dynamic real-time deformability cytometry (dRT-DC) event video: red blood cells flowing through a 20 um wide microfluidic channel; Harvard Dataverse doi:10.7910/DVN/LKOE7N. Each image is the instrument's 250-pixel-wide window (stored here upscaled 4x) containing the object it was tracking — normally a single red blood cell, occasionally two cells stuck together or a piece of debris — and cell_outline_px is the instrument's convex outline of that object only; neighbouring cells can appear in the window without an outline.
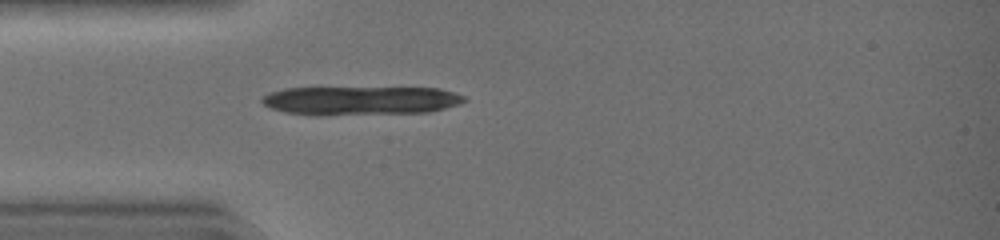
{"species": "common noctule bat (a hibernating species)", "species_latin": "Nyctalus noctula", "temperature_condition": "warm", "stored_images_in_passage": 31, "camera_frame_rate_fps": 3000, "um_per_image_px": 0.085, "animal": {"sex": "female", "body_mass_g": 19.0, "forearm_length_mm": 51.5}, "frame": {"image": 1, "passage_image": 1, "time_ms": 0.0, "image_size_px": [1000, 240], "cell_outline_px": [[468, 100], [460, 104], [428, 112], [320, 116], [316, 116], [284, 112], [272, 108], [264, 104], [260, 100], [260, 96], [268, 92], [284, 88], [440, 88], [464, 96]], "centroid_in_image_um": [30.59, 8.56], "position_along_channel_um": 54.4, "area_um2": 34.33}, "authors_computed_cell_mechanics": {"area_um2": 19.0162, "velocity_mm_per_s": 4.4977, "shape_relaxation_time_tau1_ms": 1.9174, "shape_relaxation_time_tau2_ms": 0.8418, "deformation_change_tau1": 0.3319, "deformation_change_tau2": 0.0672}}